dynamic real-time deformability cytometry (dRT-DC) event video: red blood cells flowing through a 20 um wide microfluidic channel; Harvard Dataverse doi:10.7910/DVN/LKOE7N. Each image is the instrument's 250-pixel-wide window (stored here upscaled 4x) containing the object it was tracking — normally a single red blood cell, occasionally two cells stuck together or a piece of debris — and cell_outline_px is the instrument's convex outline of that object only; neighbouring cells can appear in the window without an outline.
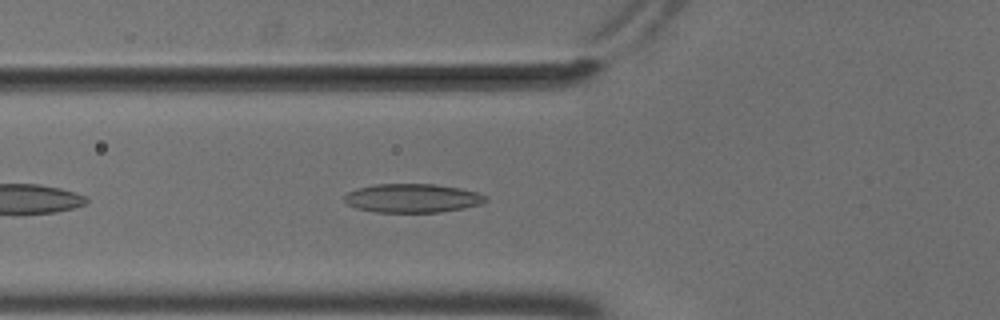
{"species": "common noctule bat (a hibernating species)", "species_latin": "Nyctalus noctula", "temperature_condition": "cold", "stored_images_in_passage": 41, "camera_frame_rate_fps": 3000, "um_per_image_px": 0.085, "animal": {"sex": "male", "body_mass_g": 18.8}, "frame": {"image": 1, "passage_image": 7, "time_ms": 2.0, "image_size_px": [1000, 320], "cell_outline_px": [[488, 200], [480, 204], [464, 208], [440, 212], [376, 212], [356, 208], [348, 204], [344, 200], [344, 196], [348, 192], [356, 188], [376, 184], [436, 184], [460, 188], [480, 192], [488, 196]], "centroid_in_image_um": [35.09, 16.84], "position_along_channel_um": 90.7, "area_um2": 23.87}}
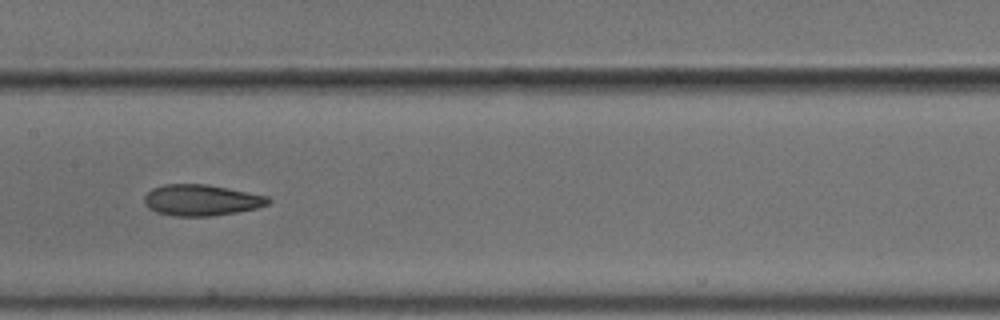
{"frame": {"image": 2, "passage_image": 15, "time_ms": 4.667, "image_size_px": [1000, 320], "cell_outline_px": [[272, 200], [268, 204], [256, 208], [236, 212], [212, 216], [176, 216], [156, 212], [148, 208], [144, 204], [144, 196], [152, 188], [164, 184], [208, 184], [268, 196]], "centroid_in_image_um": [17.1, 17.01], "position_along_channel_um": 190.3, "area_um2": 22.54}}
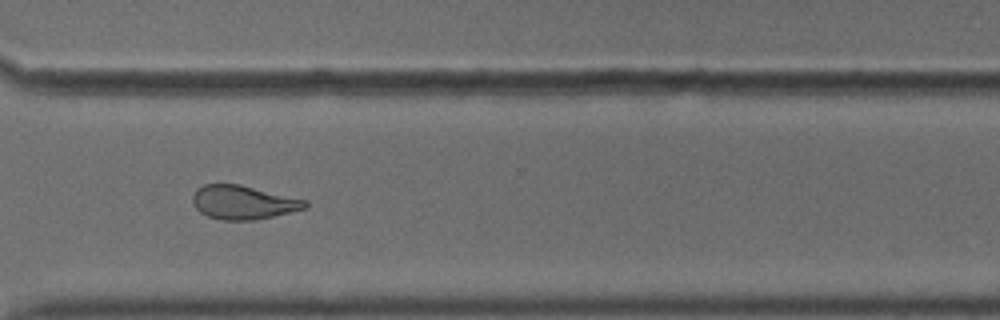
{"frame": {"image": 3, "passage_image": 28, "time_ms": 9.0, "image_size_px": [1000, 320], "cell_outline_px": [[308, 208], [272, 216], [252, 220], [220, 220], [208, 216], [200, 212], [192, 204], [192, 196], [196, 188], [204, 184], [240, 184], [308, 200]], "centroid_in_image_um": [20.67, 17.19], "position_along_channel_um": 349.9, "area_um2": 22.31}, "authors_computed_cell_mechanics": {"area_um2": 22.6576, "velocity_mm_per_s": 3.69, "shape_relaxation_time_tau1_ms": 8.8505, "shape_relaxation_time_tau2_ms": 3.2305, "deformation_change_tau1": 0.1862, "deformation_change_tau2": 0.115}}